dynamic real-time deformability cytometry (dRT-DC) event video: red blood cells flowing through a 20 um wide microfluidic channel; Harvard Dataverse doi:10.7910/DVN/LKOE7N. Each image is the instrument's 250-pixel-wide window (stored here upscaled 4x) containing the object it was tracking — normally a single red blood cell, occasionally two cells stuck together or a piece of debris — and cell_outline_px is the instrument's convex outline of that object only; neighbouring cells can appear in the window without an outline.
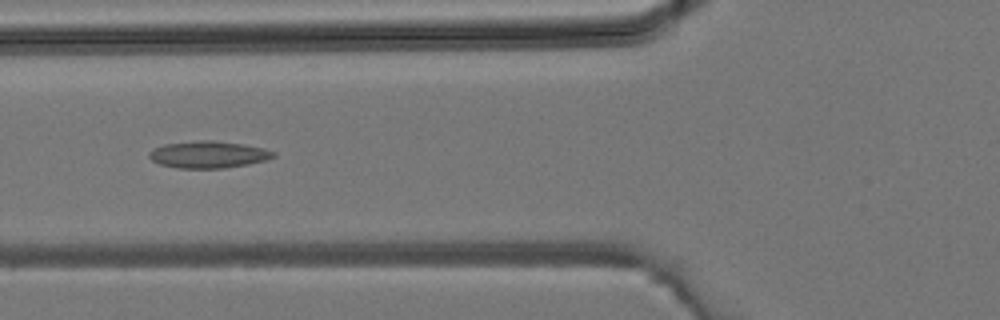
{"species": "common noctule bat (a hibernating species)", "species_latin": "Nyctalus noctula", "temperature_condition": "room temperature", "stored_images_in_passage": 16, "camera_frame_rate_fps": 3000, "um_per_image_px": 0.085, "animal": {"sex": "male", "body_mass_g": 19.2, "forearm_length_mm": 51.8}, "frame": {"image": 1, "passage_image": 5, "time_ms": 1.333, "image_size_px": [1000, 320], "cell_outline_px": [[276, 156], [268, 160], [248, 164], [224, 168], [176, 168], [160, 164], [152, 160], [148, 156], [148, 152], [152, 148], [164, 144], [200, 140], [212, 140], [244, 144], [264, 148], [276, 152]], "centroid_in_image_um": [17.72, 13.13], "position_along_channel_um": 108.1, "area_um2": 19.71}}